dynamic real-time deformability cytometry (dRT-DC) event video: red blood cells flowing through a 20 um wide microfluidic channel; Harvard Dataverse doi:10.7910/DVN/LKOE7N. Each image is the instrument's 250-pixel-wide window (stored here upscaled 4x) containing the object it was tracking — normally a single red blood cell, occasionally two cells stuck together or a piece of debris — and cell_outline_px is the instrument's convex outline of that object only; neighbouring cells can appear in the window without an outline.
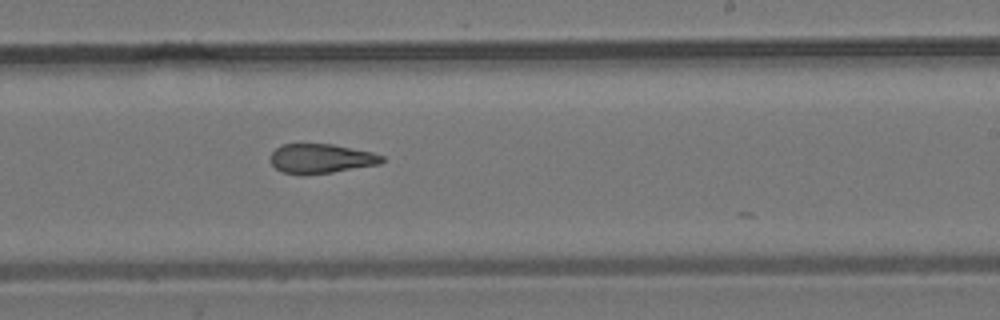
{"species": "common noctule bat (a hibernating species)", "species_latin": "Nyctalus noctula", "temperature_condition": "room temperature", "stored_images_in_passage": 8, "camera_frame_rate_fps": 3000, "um_per_image_px": 0.085, "animal": {"sex": "male", "body_mass_g": 19.2, "forearm_length_mm": 51.8}, "frame": {"image": 1, "passage_image": 8, "time_ms": 8.0, "image_size_px": [1000, 320], "cell_outline_px": [[384, 160], [380, 164], [332, 172], [284, 172], [276, 168], [268, 160], [268, 156], [280, 144], [332, 144], [372, 152], [384, 156]], "centroid_in_image_um": [27.29, 13.44], "position_along_channel_um": 261.7, "area_um2": 18.67}}